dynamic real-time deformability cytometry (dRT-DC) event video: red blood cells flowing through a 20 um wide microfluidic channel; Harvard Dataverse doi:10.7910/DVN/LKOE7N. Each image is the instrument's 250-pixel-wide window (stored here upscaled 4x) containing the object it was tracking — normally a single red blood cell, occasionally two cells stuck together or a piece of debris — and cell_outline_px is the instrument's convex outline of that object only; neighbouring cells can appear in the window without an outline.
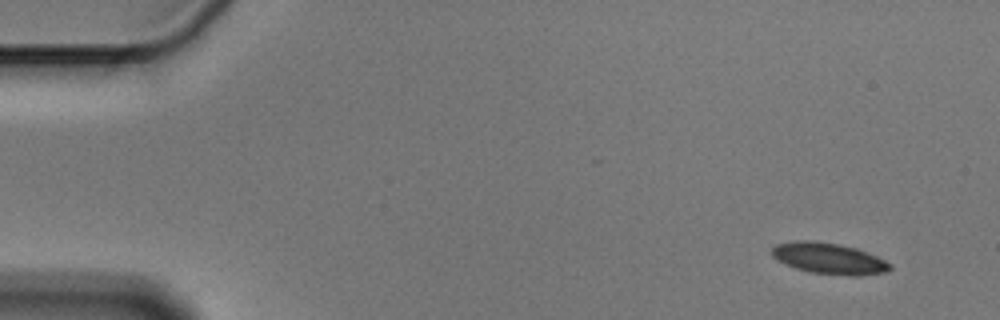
{"species": "Egyptian fruit bat (a non-hibernating species)", "species_latin": "Rousettus aegyptiacus", "temperature_condition": "cold", "stored_images_in_passage": 5, "camera_frame_rate_fps": 3000, "um_per_image_px": 0.085, "animal": {"sex": "male"}, "frame": {"image": 1, "passage_image": 1, "time_ms": 0.0, "image_size_px": [1000, 320], "cell_outline_px": [[892, 268], [884, 272], [856, 276], [808, 272], [796, 268], [772, 256], [772, 248], [776, 244], [792, 240], [812, 240], [840, 244], [856, 248], [876, 256], [892, 264]], "centroid_in_image_um": [70.45, 21.95], "position_along_channel_um": 14.5, "area_um2": 21.27}}
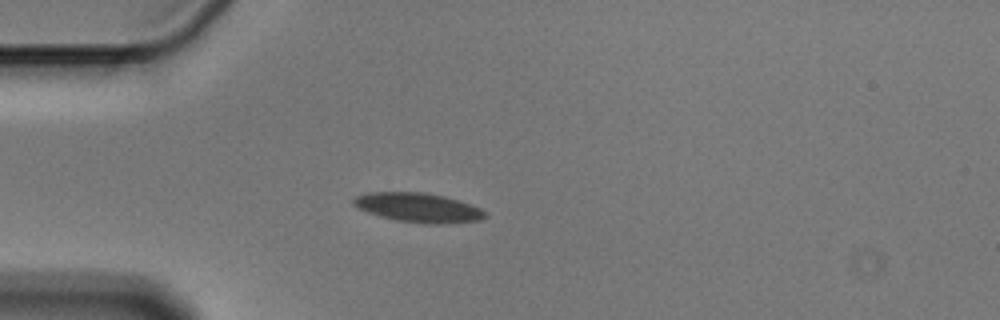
{"frame": {"image": 2, "passage_image": 4, "time_ms": 1.0, "image_size_px": [1000, 320], "cell_outline_px": [[488, 216], [480, 220], [440, 224], [428, 224], [396, 220], [380, 216], [368, 212], [352, 204], [352, 200], [356, 196], [368, 192], [424, 192], [444, 196], [480, 208]], "centroid_in_image_um": [35.53, 17.64], "position_along_channel_um": 49.5, "area_um2": 22.25}}